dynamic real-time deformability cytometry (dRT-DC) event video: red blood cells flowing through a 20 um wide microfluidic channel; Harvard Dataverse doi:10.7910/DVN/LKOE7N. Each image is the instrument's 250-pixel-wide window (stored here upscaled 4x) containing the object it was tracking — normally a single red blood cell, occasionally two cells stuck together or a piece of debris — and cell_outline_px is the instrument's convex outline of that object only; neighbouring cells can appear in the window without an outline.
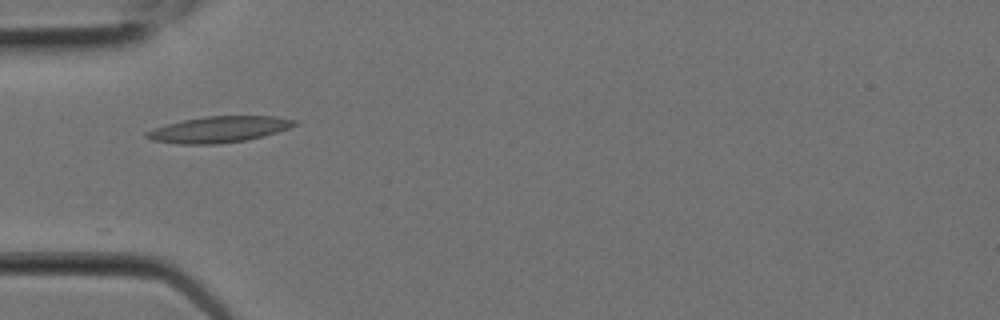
{"species": "Egyptian fruit bat (a non-hibernating species)", "species_latin": "Rousettus aegyptiacus", "temperature_condition": "room temperature", "stored_images_in_passage": 4, "camera_frame_rate_fps": 3000, "um_per_image_px": 0.085, "animal": {"sex": "female"}, "frame": {"image": 1, "passage_image": 3, "time_ms": 0.667, "image_size_px": [1000, 320], "cell_outline_px": [[296, 124], [288, 128], [276, 132], [244, 140], [220, 144], [176, 144], [152, 140], [144, 136], [144, 132], [168, 124], [184, 120], [204, 116], [276, 116], [296, 120]], "centroid_in_image_um": [18.57, 11.0], "position_along_channel_um": 66.4, "area_um2": 22.25}}
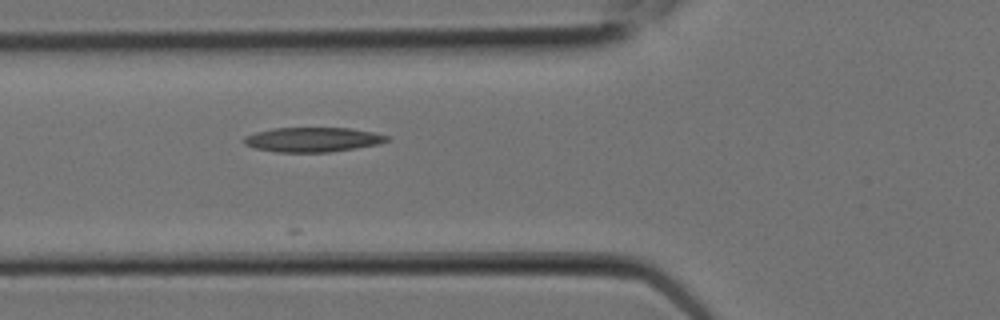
{"frame": {"image": 2, "passage_image": 4, "time_ms": 1.0, "image_size_px": [1000, 320], "cell_outline_px": [[388, 140], [376, 144], [356, 148], [328, 152], [276, 152], [256, 148], [244, 144], [244, 136], [256, 132], [272, 128], [348, 128], [372, 132], [388, 136]], "centroid_in_image_um": [26.53, 11.86], "position_along_channel_um": 99.3, "area_um2": 20.23}}